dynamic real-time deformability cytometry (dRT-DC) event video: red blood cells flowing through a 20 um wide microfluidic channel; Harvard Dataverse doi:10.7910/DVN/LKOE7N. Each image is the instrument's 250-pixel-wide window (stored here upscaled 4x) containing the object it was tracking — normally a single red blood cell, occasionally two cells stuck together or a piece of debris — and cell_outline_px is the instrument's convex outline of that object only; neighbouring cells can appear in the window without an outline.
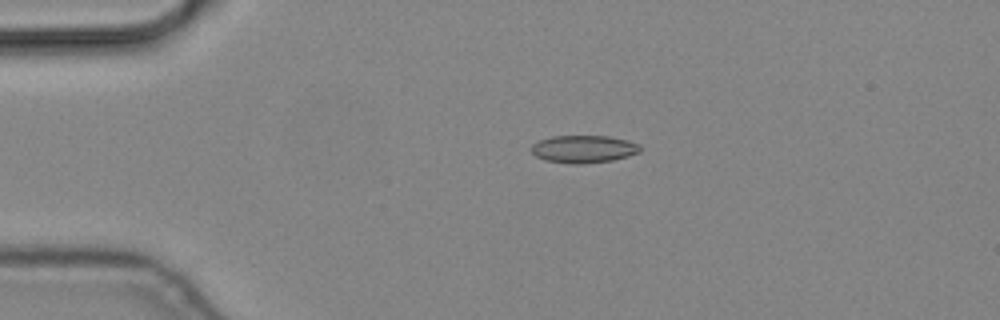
{"species": "common noctule bat (a hibernating species)", "species_latin": "Nyctalus noctula", "temperature_condition": "cold", "stored_images_in_passage": 5, "camera_frame_rate_fps": 3000, "um_per_image_px": 0.085, "animal": {"sex": "male", "body_mass_g": 19.2, "forearm_length_mm": 51.8}, "frame": {"image": 1, "passage_image": 4, "time_ms": 1.0, "image_size_px": [1000, 320], "cell_outline_px": [[640, 152], [628, 156], [612, 160], [584, 164], [572, 164], [544, 160], [536, 156], [532, 152], [532, 144], [540, 140], [552, 136], [608, 136], [628, 140], [640, 144]], "centroid_in_image_um": [49.62, 12.67], "position_along_channel_um": 35.4, "area_um2": 17.51}}